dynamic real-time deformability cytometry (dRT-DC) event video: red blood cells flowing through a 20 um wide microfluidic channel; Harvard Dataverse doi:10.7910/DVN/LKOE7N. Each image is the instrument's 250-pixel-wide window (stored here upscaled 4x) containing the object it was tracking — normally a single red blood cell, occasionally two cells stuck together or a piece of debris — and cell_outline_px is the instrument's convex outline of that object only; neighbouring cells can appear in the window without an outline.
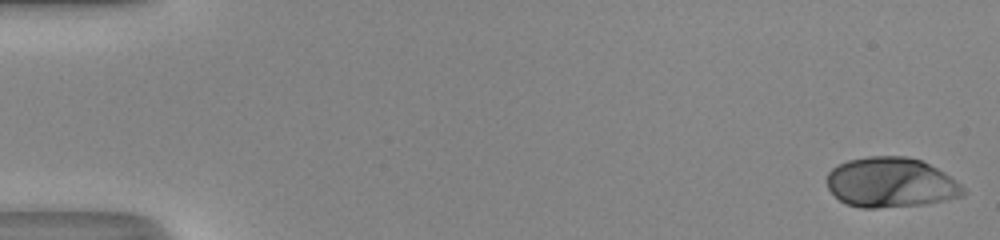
{"species": "human", "species_latin": "Homo sapiens", "temperature_condition": "room temperature", "stored_images_in_passage": 50, "camera_frame_rate_fps": 3000, "um_per_image_px": 0.085, "donor": {"sex": "male"}, "frame": {"image": 1, "passage_image": 1, "time_ms": 0.0, "image_size_px": [1000, 240], "cell_outline_px": [[968, 192], [964, 196], [924, 204], [876, 208], [860, 208], [848, 204], [840, 200], [828, 188], [828, 172], [832, 168], [848, 160], [868, 156], [908, 156], [920, 160], [944, 172], [960, 184]], "centroid_in_image_um": [75.74, 15.51], "position_along_channel_um": 9.3, "area_um2": 39.54}}
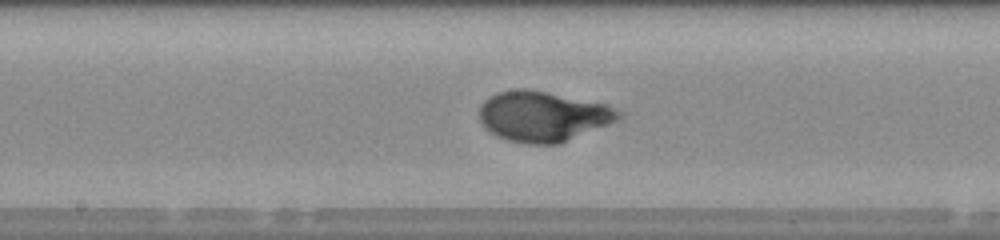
{"frame": {"image": 2, "passage_image": 27, "time_ms": 8.667, "image_size_px": [1000, 240], "cell_outline_px": [[624, 116], [620, 120], [560, 144], [528, 144], [508, 140], [496, 136], [484, 128], [480, 120], [480, 104], [488, 96], [496, 92], [520, 88], [528, 88], [604, 104], [620, 108], [624, 112]], "centroid_in_image_um": [46.18, 9.89], "position_along_channel_um": 202.0, "area_um2": 41.38}}
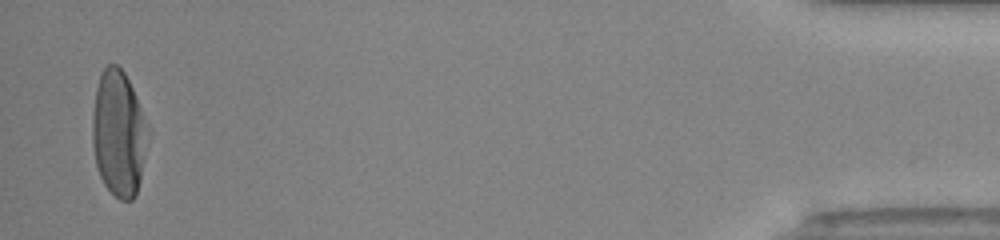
{"frame": {"image": 3, "passage_image": 49, "time_ms": 16.0, "image_size_px": [1000, 240], "cell_outline_px": [[152, 128], [140, 180], [136, 196], [132, 200], [120, 200], [104, 184], [100, 176], [96, 164], [92, 144], [92, 116], [96, 88], [100, 72], [108, 64], [116, 64], [124, 72]], "centroid_in_image_um": [10.12, 11.34], "position_along_channel_um": 425.1, "area_um2": 41.56}, "authors_computed_cell_mechanics": {"area_um2": 39.1306, "velocity_mm_per_s": 4.1897, "shape_relaxation_time_tau1_ms": 3.2133, "shape_relaxation_time_tau2_ms": null, "deformation_change_tau1": 0.2315, "deformation_change_tau2": null}}